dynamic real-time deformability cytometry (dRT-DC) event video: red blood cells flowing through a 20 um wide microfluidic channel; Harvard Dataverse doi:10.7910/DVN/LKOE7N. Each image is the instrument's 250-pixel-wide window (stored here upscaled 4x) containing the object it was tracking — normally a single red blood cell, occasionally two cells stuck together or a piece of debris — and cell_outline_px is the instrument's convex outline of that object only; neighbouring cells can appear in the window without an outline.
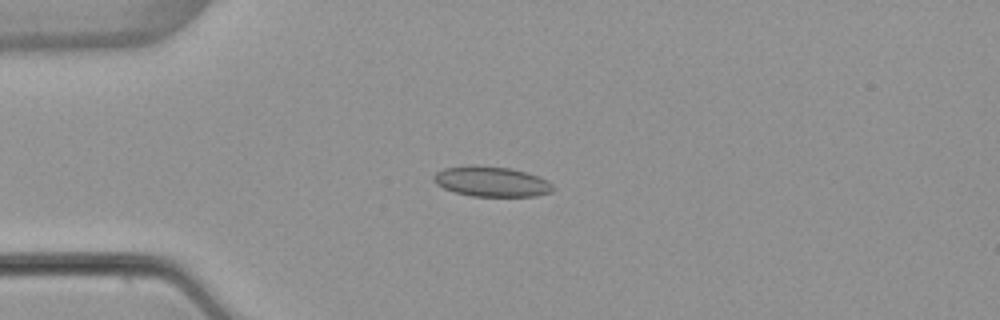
{"species": "common noctule bat (a hibernating species)", "species_latin": "Nyctalus noctula", "temperature_condition": "warm", "stored_images_in_passage": 5, "camera_frame_rate_fps": 3000, "um_per_image_px": 0.085, "animal": {"sex": "female", "body_mass_g": 22.7, "forearm_length_mm": 54.2}, "frame": {"image": 1, "passage_image": 3, "time_ms": 2.333, "image_size_px": [1000, 320], "cell_outline_px": [[552, 192], [536, 196], [472, 196], [456, 192], [444, 188], [436, 184], [432, 180], [432, 176], [436, 172], [444, 168], [468, 164], [476, 164], [508, 168], [540, 176], [548, 180], [552, 184]], "centroid_in_image_um": [41.74, 15.41], "position_along_channel_um": 43.3, "area_um2": 21.15}}
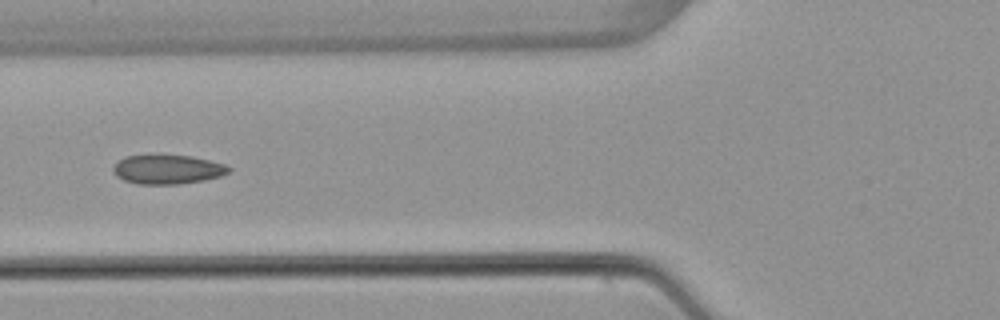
{"frame": {"image": 2, "passage_image": 5, "time_ms": 4.667, "image_size_px": [1000, 320], "cell_outline_px": [[232, 168], [228, 172], [220, 176], [204, 180], [176, 184], [136, 184], [124, 180], [116, 176], [112, 172], [112, 168], [124, 156], [156, 152], [160, 152], [192, 156], [224, 164]], "centroid_in_image_um": [14.18, 14.35], "position_along_channel_um": 111.6, "area_um2": 20.4}}